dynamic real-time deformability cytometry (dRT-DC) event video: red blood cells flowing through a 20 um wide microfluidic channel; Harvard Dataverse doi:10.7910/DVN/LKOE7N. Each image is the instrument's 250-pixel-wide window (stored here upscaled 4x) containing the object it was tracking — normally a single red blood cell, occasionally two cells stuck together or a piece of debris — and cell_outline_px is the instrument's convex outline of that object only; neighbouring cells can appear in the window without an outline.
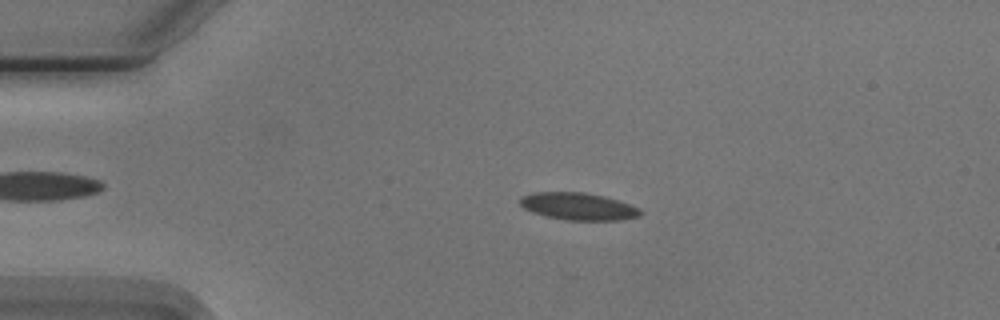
{"species": "Egyptian fruit bat (a non-hibernating species)", "species_latin": "Rousettus aegyptiacus", "temperature_condition": "cold", "stored_images_in_passage": 55, "camera_frame_rate_fps": 3000, "um_per_image_px": 0.085, "animal": {"sex": "male"}, "frame": {"image": 1, "passage_image": 11, "time_ms": 3.333, "image_size_px": [1000, 320], "cell_outline_px": [[644, 212], [640, 216], [620, 220], [568, 220], [544, 216], [532, 212], [524, 208], [520, 204], [520, 196], [532, 192], [584, 192], [604, 196], [640, 208]], "centroid_in_image_um": [49.14, 17.54], "position_along_channel_um": 35.9, "area_um2": 19.19}}
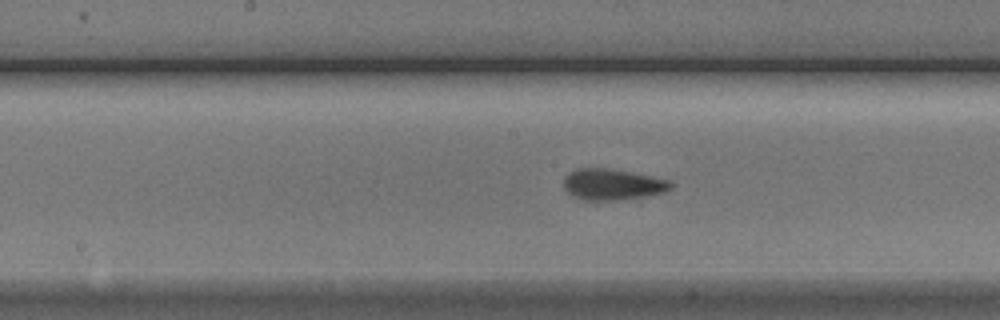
{"frame": {"image": 2, "passage_image": 27, "time_ms": 8.667, "image_size_px": [1000, 320], "cell_outline_px": [[672, 188], [664, 192], [648, 196], [620, 200], [584, 200], [572, 196], [564, 188], [564, 176], [568, 172], [576, 168], [608, 168], [632, 172], [672, 180]], "centroid_in_image_um": [52.07, 15.67], "position_along_channel_um": 196.1, "area_um2": 19.71}}
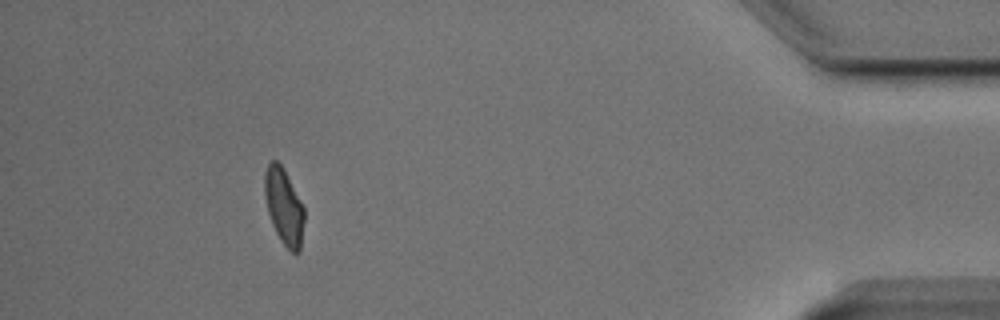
{"frame": {"image": 3, "passage_image": 49, "time_ms": 16.0, "image_size_px": [1000, 320], "cell_outline_px": [[304, 220], [300, 252], [296, 256], [280, 240], [272, 224], [268, 212], [264, 196], [264, 172], [268, 164], [272, 160], [276, 160], [280, 164], [304, 208]], "centroid_in_image_um": [24.12, 17.59], "position_along_channel_um": 411.1, "area_um2": 17.34}, "authors_computed_cell_mechanics": {"area_um2": 18.9584, "velocity_mm_per_s": 3.7465, "shape_relaxation_time_tau1_ms": 5.115, "shape_relaxation_time_tau2_ms": 1.6789, "deformation_change_tau1": 0.1255, "deformation_change_tau2": 0.0561}}